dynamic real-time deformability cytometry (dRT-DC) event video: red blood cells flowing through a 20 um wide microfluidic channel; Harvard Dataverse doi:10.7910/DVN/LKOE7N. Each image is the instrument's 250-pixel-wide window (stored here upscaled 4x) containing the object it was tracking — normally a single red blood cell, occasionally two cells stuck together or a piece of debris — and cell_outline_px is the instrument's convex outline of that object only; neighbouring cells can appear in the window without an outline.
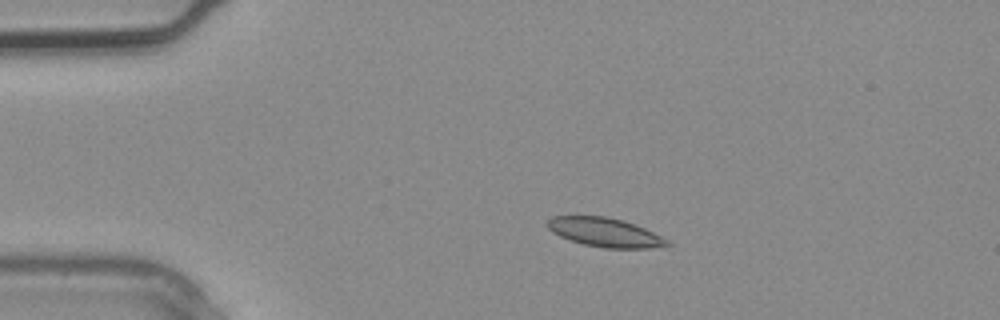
{"species": "common noctule bat (a hibernating species)", "species_latin": "Nyctalus noctula", "temperature_condition": "warm", "stored_images_in_passage": 4, "camera_frame_rate_fps": 3000, "um_per_image_px": 0.085, "animal": {"sex": "male", "body_mass_g": 20.4}, "frame": {"image": 1, "passage_image": 2, "time_ms": 0.333, "image_size_px": [1000, 320], "cell_outline_px": [[672, 244], [652, 248], [604, 248], [584, 244], [560, 236], [552, 232], [548, 228], [548, 220], [552, 216], [604, 216], [624, 220], [636, 224], [668, 240]], "centroid_in_image_um": [51.43, 19.74], "position_along_channel_um": 33.6, "area_um2": 20.06}}